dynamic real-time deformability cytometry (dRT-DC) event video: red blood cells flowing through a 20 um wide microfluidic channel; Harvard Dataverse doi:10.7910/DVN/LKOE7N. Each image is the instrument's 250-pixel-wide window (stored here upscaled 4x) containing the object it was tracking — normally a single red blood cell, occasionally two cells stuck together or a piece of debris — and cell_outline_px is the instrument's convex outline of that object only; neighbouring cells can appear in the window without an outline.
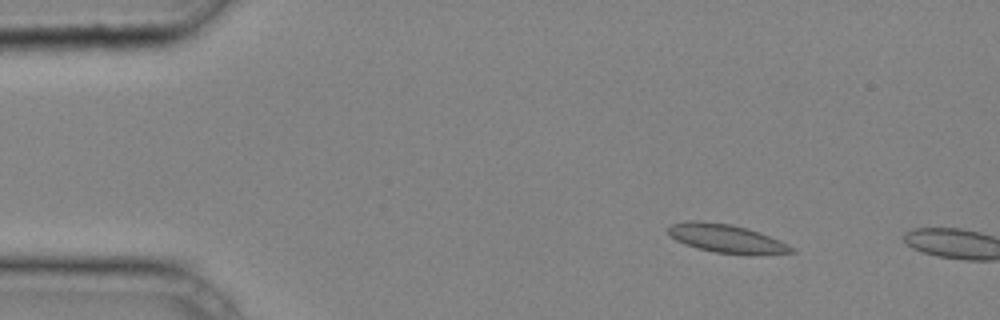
{"species": "common noctule bat (a hibernating species)", "species_latin": "Nyctalus noctula", "temperature_condition": "cold", "stored_images_in_passage": 4, "camera_frame_rate_fps": 3000, "um_per_image_px": 0.085, "animal": {"sex": "male", "body_mass_g": 20.4}, "frame": {"image": 1, "passage_image": 2, "time_ms": 0.333, "image_size_px": [1000, 320], "cell_outline_px": [[796, 252], [716, 252], [696, 248], [684, 244], [676, 240], [668, 232], [668, 228], [672, 224], [688, 220], [696, 220], [732, 224], [748, 228], [760, 232], [780, 240], [796, 248]], "centroid_in_image_um": [61.68, 20.22], "position_along_channel_um": 23.3, "area_um2": 19.71}}